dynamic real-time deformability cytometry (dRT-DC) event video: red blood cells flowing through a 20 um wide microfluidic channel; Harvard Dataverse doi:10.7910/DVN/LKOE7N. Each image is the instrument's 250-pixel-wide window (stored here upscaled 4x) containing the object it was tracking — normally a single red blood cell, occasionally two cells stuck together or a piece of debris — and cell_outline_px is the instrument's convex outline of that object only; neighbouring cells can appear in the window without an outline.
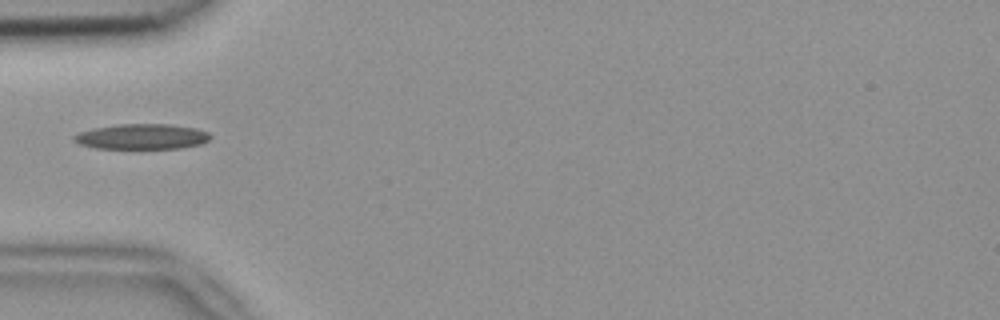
{"species": "common noctule bat (a hibernating species)", "species_latin": "Nyctalus noctula", "temperature_condition": "room temperature", "stored_images_in_passage": 3, "camera_frame_rate_fps": 3000, "um_per_image_px": 0.085, "animal": {"sex": "female", "body_mass_g": 18.4}, "frame": {"image": 1, "passage_image": 3, "time_ms": 0.667, "image_size_px": [1000, 320], "cell_outline_px": [[212, 136], [208, 140], [200, 144], [180, 148], [96, 148], [80, 144], [72, 140], [72, 136], [80, 132], [92, 128], [120, 124], [168, 124], [196, 128], [208, 132]], "centroid_in_image_um": [12.05, 11.6], "position_along_channel_um": 73.0, "area_um2": 20.06}}